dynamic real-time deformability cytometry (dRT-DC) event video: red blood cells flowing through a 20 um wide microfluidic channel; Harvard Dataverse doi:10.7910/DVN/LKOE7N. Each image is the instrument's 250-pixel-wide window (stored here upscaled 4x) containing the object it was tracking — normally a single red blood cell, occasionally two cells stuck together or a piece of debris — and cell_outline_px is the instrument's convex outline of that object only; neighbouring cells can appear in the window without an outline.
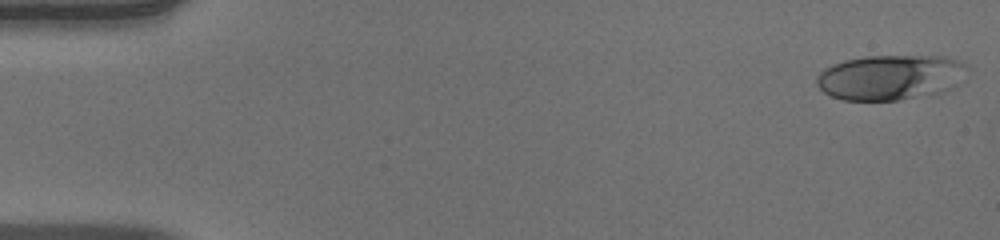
{"species": "human", "species_latin": "Homo sapiens", "temperature_condition": "warm", "stored_images_in_passage": 51, "camera_frame_rate_fps": 3000, "um_per_image_px": 0.085, "donor": {"sex": "male"}, "frame": {"image": 1, "passage_image": 1, "time_ms": 0.0, "image_size_px": [1000, 240], "cell_outline_px": [[972, 68], [964, 80], [960, 84], [952, 88], [940, 92], [900, 100], [844, 100], [832, 96], [824, 92], [816, 84], [816, 76], [824, 68], [832, 64], [844, 60], [864, 56], [944, 56], [960, 60], [968, 64]], "centroid_in_image_um": [75.76, 6.56], "position_along_channel_um": 9.2, "area_um2": 40.34}}
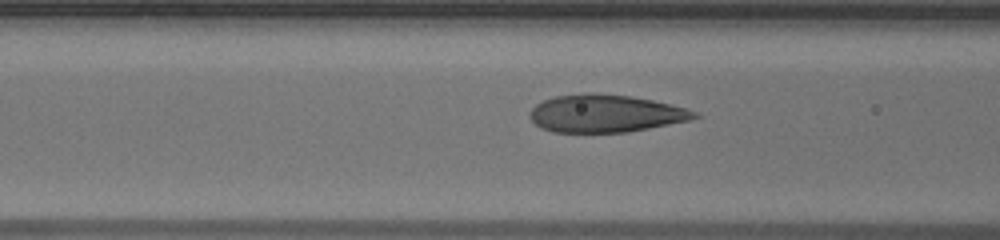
{"frame": {"image": 2, "passage_image": 20, "time_ms": 6.333, "image_size_px": [1000, 240], "cell_outline_px": [[700, 116], [688, 120], [628, 132], [552, 132], [540, 128], [528, 116], [528, 112], [536, 104], [544, 100], [556, 96], [588, 92], [592, 92], [632, 96], [652, 100], [684, 108], [696, 112]], "centroid_in_image_um": [51.4, 9.64], "position_along_channel_um": 115.2, "area_um2": 35.95}}
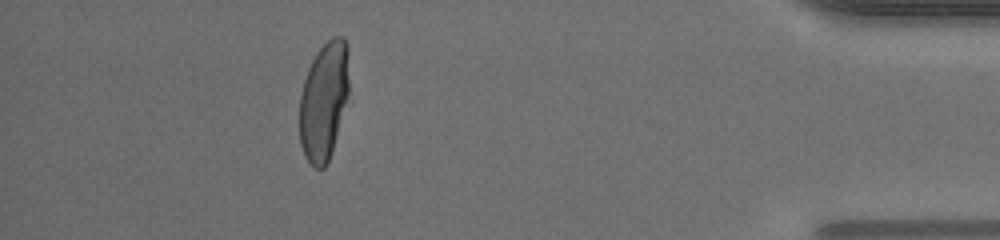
{"frame": {"image": 3, "passage_image": 46, "time_ms": 15.0, "image_size_px": [1000, 240], "cell_outline_px": [[348, 96], [332, 148], [328, 160], [324, 168], [316, 168], [304, 156], [300, 144], [300, 92], [308, 68], [316, 52], [332, 36], [344, 36], [348, 44]], "centroid_in_image_um": [27.52, 8.52], "position_along_channel_um": 407.7, "area_um2": 33.93}, "authors_computed_cell_mechanics": {"area_um2": 35.9516, "velocity_mm_per_s": 3.9565, "shape_relaxation_time_tau1_ms": 5.0531, "shape_relaxation_time_tau2_ms": null, "deformation_change_tau1": 0.2422, "deformation_change_tau2": null}}